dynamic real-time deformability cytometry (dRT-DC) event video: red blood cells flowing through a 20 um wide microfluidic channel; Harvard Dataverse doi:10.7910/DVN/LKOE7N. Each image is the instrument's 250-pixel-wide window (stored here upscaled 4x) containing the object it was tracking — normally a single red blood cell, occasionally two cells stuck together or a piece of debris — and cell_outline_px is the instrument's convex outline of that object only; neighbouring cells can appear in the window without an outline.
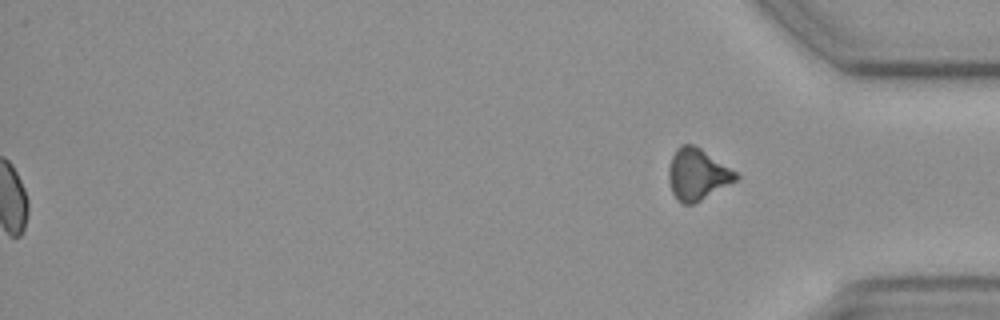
{"species": "common noctule bat (a hibernating species)", "species_latin": "Nyctalus noctula", "temperature_condition": "cold", "stored_images_in_passage": 55, "segment_of_instrument_passage": [2, 2], "camera_frame_rate_fps": 3000, "um_per_image_px": 0.085, "animal": {"sex": "female", "body_mass_g": 19.3, "forearm_length_mm": 54.1}, "frame": {"image": 1, "passage_image": 55, "time_ms": 18.0, "image_size_px": [1000, 320], "cell_outline_px": [[740, 176], [736, 180], [700, 200], [692, 204], [684, 204], [672, 192], [668, 176], [668, 168], [672, 156], [676, 148], [680, 144], [692, 144], [700, 148], [736, 172]], "centroid_in_image_um": [59.25, 14.79], "position_along_channel_um": 376.0, "area_um2": 19.65}}